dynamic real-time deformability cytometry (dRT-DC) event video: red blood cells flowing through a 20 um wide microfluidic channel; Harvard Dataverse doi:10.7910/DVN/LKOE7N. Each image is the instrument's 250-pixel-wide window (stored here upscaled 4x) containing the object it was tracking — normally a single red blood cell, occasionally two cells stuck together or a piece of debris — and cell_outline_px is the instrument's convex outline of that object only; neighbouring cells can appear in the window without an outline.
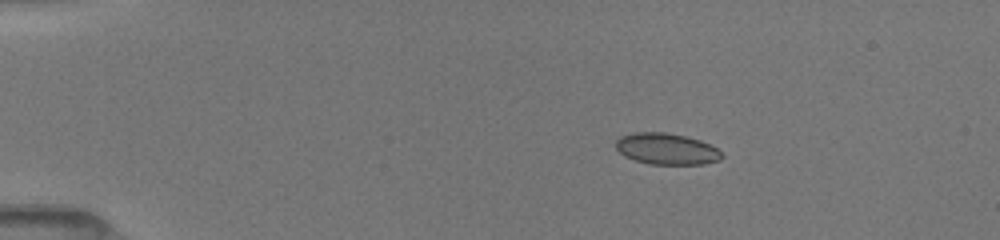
{"species": "common noctule bat (a hibernating species)", "species_latin": "Nyctalus noctula", "temperature_condition": "room temperature", "stored_images_in_passage": 11, "camera_frame_rate_fps": 3000, "um_per_image_px": 0.085, "animal": {"sex": "female", "body_mass_g": 19.5, "forearm_length_mm": 54.1}, "frame": {"image": 1, "passage_image": 1, "time_ms": 0.0, "image_size_px": [1000, 240], "cell_outline_px": [[724, 156], [720, 160], [704, 164], [648, 164], [624, 156], [616, 148], [616, 140], [620, 136], [636, 132], [664, 132], [688, 136], [700, 140], [716, 148]], "centroid_in_image_um": [56.66, 12.65], "position_along_channel_um": 28.3, "area_um2": 19.36}}
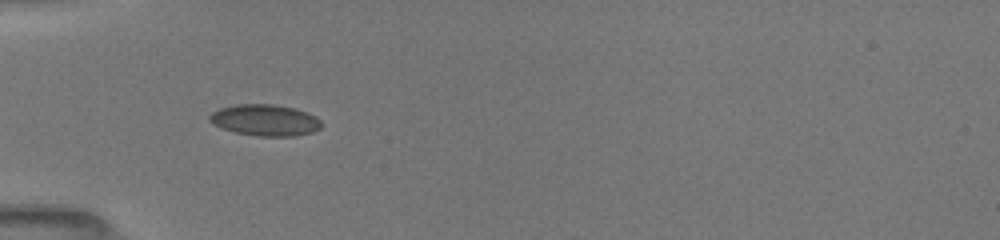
{"frame": {"image": 2, "passage_image": 10, "time_ms": 2.667, "image_size_px": [1000, 240], "cell_outline_px": [[320, 128], [312, 132], [296, 136], [256, 136], [236, 132], [212, 124], [208, 120], [208, 116], [212, 112], [220, 108], [236, 104], [272, 104], [296, 108], [308, 112], [316, 116], [320, 120]], "centroid_in_image_um": [22.53, 10.2], "position_along_channel_um": 62.5, "area_um2": 20.52}}